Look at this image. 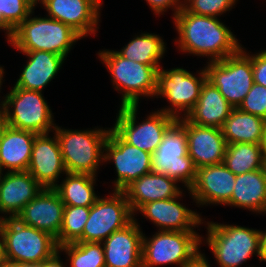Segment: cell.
Here are the masks:
<instances>
[{
    "label": "cell",
    "instance_id": "7",
    "mask_svg": "<svg viewBox=\"0 0 266 267\" xmlns=\"http://www.w3.org/2000/svg\"><path fill=\"white\" fill-rule=\"evenodd\" d=\"M147 234L143 232L142 267H187L201 256V232L156 230Z\"/></svg>",
    "mask_w": 266,
    "mask_h": 267
},
{
    "label": "cell",
    "instance_id": "47",
    "mask_svg": "<svg viewBox=\"0 0 266 267\" xmlns=\"http://www.w3.org/2000/svg\"><path fill=\"white\" fill-rule=\"evenodd\" d=\"M264 150H265V155H266V137H265V143H264Z\"/></svg>",
    "mask_w": 266,
    "mask_h": 267
},
{
    "label": "cell",
    "instance_id": "43",
    "mask_svg": "<svg viewBox=\"0 0 266 267\" xmlns=\"http://www.w3.org/2000/svg\"><path fill=\"white\" fill-rule=\"evenodd\" d=\"M6 125L7 123L5 121V115H4L2 107H0V143L3 137Z\"/></svg>",
    "mask_w": 266,
    "mask_h": 267
},
{
    "label": "cell",
    "instance_id": "48",
    "mask_svg": "<svg viewBox=\"0 0 266 267\" xmlns=\"http://www.w3.org/2000/svg\"><path fill=\"white\" fill-rule=\"evenodd\" d=\"M264 170H265V173H266V160H265V163H264Z\"/></svg>",
    "mask_w": 266,
    "mask_h": 267
},
{
    "label": "cell",
    "instance_id": "39",
    "mask_svg": "<svg viewBox=\"0 0 266 267\" xmlns=\"http://www.w3.org/2000/svg\"><path fill=\"white\" fill-rule=\"evenodd\" d=\"M41 267H68V263L66 258H63V254L58 250L52 257L43 260Z\"/></svg>",
    "mask_w": 266,
    "mask_h": 267
},
{
    "label": "cell",
    "instance_id": "3",
    "mask_svg": "<svg viewBox=\"0 0 266 267\" xmlns=\"http://www.w3.org/2000/svg\"><path fill=\"white\" fill-rule=\"evenodd\" d=\"M96 58L105 67L109 82L119 96L118 106H142L144 101H153L156 92L157 71L162 66H149L133 60H127L115 50L102 48L96 52ZM141 104V105H140Z\"/></svg>",
    "mask_w": 266,
    "mask_h": 267
},
{
    "label": "cell",
    "instance_id": "24",
    "mask_svg": "<svg viewBox=\"0 0 266 267\" xmlns=\"http://www.w3.org/2000/svg\"><path fill=\"white\" fill-rule=\"evenodd\" d=\"M184 190L181 184L167 175L150 172L133 181L123 192L135 214L148 202L171 199L180 195Z\"/></svg>",
    "mask_w": 266,
    "mask_h": 267
},
{
    "label": "cell",
    "instance_id": "36",
    "mask_svg": "<svg viewBox=\"0 0 266 267\" xmlns=\"http://www.w3.org/2000/svg\"><path fill=\"white\" fill-rule=\"evenodd\" d=\"M238 108L243 112L266 120V87L253 83L252 88Z\"/></svg>",
    "mask_w": 266,
    "mask_h": 267
},
{
    "label": "cell",
    "instance_id": "45",
    "mask_svg": "<svg viewBox=\"0 0 266 267\" xmlns=\"http://www.w3.org/2000/svg\"><path fill=\"white\" fill-rule=\"evenodd\" d=\"M0 267H24V264L21 262L11 261L5 259L1 264Z\"/></svg>",
    "mask_w": 266,
    "mask_h": 267
},
{
    "label": "cell",
    "instance_id": "8",
    "mask_svg": "<svg viewBox=\"0 0 266 267\" xmlns=\"http://www.w3.org/2000/svg\"><path fill=\"white\" fill-rule=\"evenodd\" d=\"M140 109V106L117 107L111 128L126 143L153 154L177 119L155 107L140 116Z\"/></svg>",
    "mask_w": 266,
    "mask_h": 267
},
{
    "label": "cell",
    "instance_id": "1",
    "mask_svg": "<svg viewBox=\"0 0 266 267\" xmlns=\"http://www.w3.org/2000/svg\"><path fill=\"white\" fill-rule=\"evenodd\" d=\"M170 22L176 33L171 44L184 57H203L204 63L218 61L236 54L243 45L223 18L197 15L183 7Z\"/></svg>",
    "mask_w": 266,
    "mask_h": 267
},
{
    "label": "cell",
    "instance_id": "21",
    "mask_svg": "<svg viewBox=\"0 0 266 267\" xmlns=\"http://www.w3.org/2000/svg\"><path fill=\"white\" fill-rule=\"evenodd\" d=\"M64 207L59 194L53 188H43L23 207L16 219L57 238L62 225Z\"/></svg>",
    "mask_w": 266,
    "mask_h": 267
},
{
    "label": "cell",
    "instance_id": "38",
    "mask_svg": "<svg viewBox=\"0 0 266 267\" xmlns=\"http://www.w3.org/2000/svg\"><path fill=\"white\" fill-rule=\"evenodd\" d=\"M144 4L149 7L155 18L165 17L166 13L170 14L172 20L183 8V0H144ZM169 10V11H168Z\"/></svg>",
    "mask_w": 266,
    "mask_h": 267
},
{
    "label": "cell",
    "instance_id": "5",
    "mask_svg": "<svg viewBox=\"0 0 266 267\" xmlns=\"http://www.w3.org/2000/svg\"><path fill=\"white\" fill-rule=\"evenodd\" d=\"M57 123L54 132L59 142L67 173L90 174L99 177L104 169V145L110 127H62Z\"/></svg>",
    "mask_w": 266,
    "mask_h": 267
},
{
    "label": "cell",
    "instance_id": "18",
    "mask_svg": "<svg viewBox=\"0 0 266 267\" xmlns=\"http://www.w3.org/2000/svg\"><path fill=\"white\" fill-rule=\"evenodd\" d=\"M27 171L43 188H54L67 173L55 132L35 136Z\"/></svg>",
    "mask_w": 266,
    "mask_h": 267
},
{
    "label": "cell",
    "instance_id": "12",
    "mask_svg": "<svg viewBox=\"0 0 266 267\" xmlns=\"http://www.w3.org/2000/svg\"><path fill=\"white\" fill-rule=\"evenodd\" d=\"M114 164V165H113ZM113 166L115 176L108 184L110 190L123 191L139 177L152 172V154L126 143L112 128L104 145V168ZM105 184V185H103Z\"/></svg>",
    "mask_w": 266,
    "mask_h": 267
},
{
    "label": "cell",
    "instance_id": "6",
    "mask_svg": "<svg viewBox=\"0 0 266 267\" xmlns=\"http://www.w3.org/2000/svg\"><path fill=\"white\" fill-rule=\"evenodd\" d=\"M202 67L194 69L196 72L186 69L184 66L168 68L162 65L157 71L156 92L153 101L162 100L163 107L157 110L174 116L176 119L186 117L197 103L201 89L207 80L206 69L203 61ZM160 98V99H159ZM165 101V102H164Z\"/></svg>",
    "mask_w": 266,
    "mask_h": 267
},
{
    "label": "cell",
    "instance_id": "35",
    "mask_svg": "<svg viewBox=\"0 0 266 267\" xmlns=\"http://www.w3.org/2000/svg\"><path fill=\"white\" fill-rule=\"evenodd\" d=\"M240 0H183V7L191 13L224 18L237 7Z\"/></svg>",
    "mask_w": 266,
    "mask_h": 267
},
{
    "label": "cell",
    "instance_id": "29",
    "mask_svg": "<svg viewBox=\"0 0 266 267\" xmlns=\"http://www.w3.org/2000/svg\"><path fill=\"white\" fill-rule=\"evenodd\" d=\"M221 130L227 144H264L266 120L262 117L243 112L239 108H233Z\"/></svg>",
    "mask_w": 266,
    "mask_h": 267
},
{
    "label": "cell",
    "instance_id": "27",
    "mask_svg": "<svg viewBox=\"0 0 266 267\" xmlns=\"http://www.w3.org/2000/svg\"><path fill=\"white\" fill-rule=\"evenodd\" d=\"M157 33L156 31L139 30L131 35L124 46L114 50L127 60H133L149 66L166 65L164 58L165 56L167 57V51H169L167 49L170 48L167 47L168 44L164 36Z\"/></svg>",
    "mask_w": 266,
    "mask_h": 267
},
{
    "label": "cell",
    "instance_id": "44",
    "mask_svg": "<svg viewBox=\"0 0 266 267\" xmlns=\"http://www.w3.org/2000/svg\"><path fill=\"white\" fill-rule=\"evenodd\" d=\"M6 259L5 256V246H4V238L2 234L1 224H0V264Z\"/></svg>",
    "mask_w": 266,
    "mask_h": 267
},
{
    "label": "cell",
    "instance_id": "32",
    "mask_svg": "<svg viewBox=\"0 0 266 267\" xmlns=\"http://www.w3.org/2000/svg\"><path fill=\"white\" fill-rule=\"evenodd\" d=\"M68 267H105L102 242H73L59 246Z\"/></svg>",
    "mask_w": 266,
    "mask_h": 267
},
{
    "label": "cell",
    "instance_id": "31",
    "mask_svg": "<svg viewBox=\"0 0 266 267\" xmlns=\"http://www.w3.org/2000/svg\"><path fill=\"white\" fill-rule=\"evenodd\" d=\"M264 144H227L223 164L235 175L264 168Z\"/></svg>",
    "mask_w": 266,
    "mask_h": 267
},
{
    "label": "cell",
    "instance_id": "37",
    "mask_svg": "<svg viewBox=\"0 0 266 267\" xmlns=\"http://www.w3.org/2000/svg\"><path fill=\"white\" fill-rule=\"evenodd\" d=\"M241 50L251 59L252 69H253V79L254 83L266 87V48H257L252 52V49L248 50L244 44Z\"/></svg>",
    "mask_w": 266,
    "mask_h": 267
},
{
    "label": "cell",
    "instance_id": "13",
    "mask_svg": "<svg viewBox=\"0 0 266 267\" xmlns=\"http://www.w3.org/2000/svg\"><path fill=\"white\" fill-rule=\"evenodd\" d=\"M107 188V189H106ZM108 190L90 207L89 218L82 236L76 242H103L113 232L126 227L134 214L123 191Z\"/></svg>",
    "mask_w": 266,
    "mask_h": 267
},
{
    "label": "cell",
    "instance_id": "30",
    "mask_svg": "<svg viewBox=\"0 0 266 267\" xmlns=\"http://www.w3.org/2000/svg\"><path fill=\"white\" fill-rule=\"evenodd\" d=\"M99 181L90 174L66 173L53 189L64 205L91 207L101 195L96 191Z\"/></svg>",
    "mask_w": 266,
    "mask_h": 267
},
{
    "label": "cell",
    "instance_id": "19",
    "mask_svg": "<svg viewBox=\"0 0 266 267\" xmlns=\"http://www.w3.org/2000/svg\"><path fill=\"white\" fill-rule=\"evenodd\" d=\"M22 54L24 63L20 69L12 87H19L26 90L44 91L51 85L58 74L64 70L67 60L61 56L47 51H17Z\"/></svg>",
    "mask_w": 266,
    "mask_h": 267
},
{
    "label": "cell",
    "instance_id": "17",
    "mask_svg": "<svg viewBox=\"0 0 266 267\" xmlns=\"http://www.w3.org/2000/svg\"><path fill=\"white\" fill-rule=\"evenodd\" d=\"M235 178L223 163L197 168L196 179L189 190L199 211L216 206L230 208Z\"/></svg>",
    "mask_w": 266,
    "mask_h": 267
},
{
    "label": "cell",
    "instance_id": "9",
    "mask_svg": "<svg viewBox=\"0 0 266 267\" xmlns=\"http://www.w3.org/2000/svg\"><path fill=\"white\" fill-rule=\"evenodd\" d=\"M2 109L7 125L13 128L45 134L54 132L55 112L44 93L10 87L8 84Z\"/></svg>",
    "mask_w": 266,
    "mask_h": 267
},
{
    "label": "cell",
    "instance_id": "20",
    "mask_svg": "<svg viewBox=\"0 0 266 267\" xmlns=\"http://www.w3.org/2000/svg\"><path fill=\"white\" fill-rule=\"evenodd\" d=\"M177 123L186 132L188 156L196 168L223 163L227 143L220 128L199 126L186 117L178 118Z\"/></svg>",
    "mask_w": 266,
    "mask_h": 267
},
{
    "label": "cell",
    "instance_id": "22",
    "mask_svg": "<svg viewBox=\"0 0 266 267\" xmlns=\"http://www.w3.org/2000/svg\"><path fill=\"white\" fill-rule=\"evenodd\" d=\"M143 232L134 219L105 239L102 242L105 267H142Z\"/></svg>",
    "mask_w": 266,
    "mask_h": 267
},
{
    "label": "cell",
    "instance_id": "34",
    "mask_svg": "<svg viewBox=\"0 0 266 267\" xmlns=\"http://www.w3.org/2000/svg\"><path fill=\"white\" fill-rule=\"evenodd\" d=\"M89 214L90 207L65 205L61 229L56 238L58 246L76 242L82 236Z\"/></svg>",
    "mask_w": 266,
    "mask_h": 267
},
{
    "label": "cell",
    "instance_id": "16",
    "mask_svg": "<svg viewBox=\"0 0 266 267\" xmlns=\"http://www.w3.org/2000/svg\"><path fill=\"white\" fill-rule=\"evenodd\" d=\"M104 0H37L45 16L61 21L83 39L99 37Z\"/></svg>",
    "mask_w": 266,
    "mask_h": 267
},
{
    "label": "cell",
    "instance_id": "26",
    "mask_svg": "<svg viewBox=\"0 0 266 267\" xmlns=\"http://www.w3.org/2000/svg\"><path fill=\"white\" fill-rule=\"evenodd\" d=\"M37 134L6 125L0 143V172L27 171Z\"/></svg>",
    "mask_w": 266,
    "mask_h": 267
},
{
    "label": "cell",
    "instance_id": "42",
    "mask_svg": "<svg viewBox=\"0 0 266 267\" xmlns=\"http://www.w3.org/2000/svg\"><path fill=\"white\" fill-rule=\"evenodd\" d=\"M261 233V252L263 255L264 263H266V228L260 230Z\"/></svg>",
    "mask_w": 266,
    "mask_h": 267
},
{
    "label": "cell",
    "instance_id": "28",
    "mask_svg": "<svg viewBox=\"0 0 266 267\" xmlns=\"http://www.w3.org/2000/svg\"><path fill=\"white\" fill-rule=\"evenodd\" d=\"M233 108L219 92L218 88L206 80L197 103L186 118L191 123L199 126L221 129Z\"/></svg>",
    "mask_w": 266,
    "mask_h": 267
},
{
    "label": "cell",
    "instance_id": "33",
    "mask_svg": "<svg viewBox=\"0 0 266 267\" xmlns=\"http://www.w3.org/2000/svg\"><path fill=\"white\" fill-rule=\"evenodd\" d=\"M36 8L33 0H0V30L7 37L23 22Z\"/></svg>",
    "mask_w": 266,
    "mask_h": 267
},
{
    "label": "cell",
    "instance_id": "23",
    "mask_svg": "<svg viewBox=\"0 0 266 267\" xmlns=\"http://www.w3.org/2000/svg\"><path fill=\"white\" fill-rule=\"evenodd\" d=\"M42 189L28 171L0 173V220L16 218Z\"/></svg>",
    "mask_w": 266,
    "mask_h": 267
},
{
    "label": "cell",
    "instance_id": "14",
    "mask_svg": "<svg viewBox=\"0 0 266 267\" xmlns=\"http://www.w3.org/2000/svg\"><path fill=\"white\" fill-rule=\"evenodd\" d=\"M207 80L234 108H238L254 83L251 59L240 49L222 60L203 63Z\"/></svg>",
    "mask_w": 266,
    "mask_h": 267
},
{
    "label": "cell",
    "instance_id": "41",
    "mask_svg": "<svg viewBox=\"0 0 266 267\" xmlns=\"http://www.w3.org/2000/svg\"><path fill=\"white\" fill-rule=\"evenodd\" d=\"M205 252L206 251H201V256L192 265H189L187 267H212L213 264H211V257L209 258V255L207 256V253Z\"/></svg>",
    "mask_w": 266,
    "mask_h": 267
},
{
    "label": "cell",
    "instance_id": "10",
    "mask_svg": "<svg viewBox=\"0 0 266 267\" xmlns=\"http://www.w3.org/2000/svg\"><path fill=\"white\" fill-rule=\"evenodd\" d=\"M186 196H189V200L191 199L188 202L190 204H187ZM191 206L197 207L190 190L185 189L177 197L144 204L134 214V219L141 228L144 226L142 223L147 221L154 225L152 227L155 228L154 230L202 232L204 231L202 228L206 215H202L203 212H199L197 208L193 209ZM139 215L143 220H139L141 219L138 218Z\"/></svg>",
    "mask_w": 266,
    "mask_h": 267
},
{
    "label": "cell",
    "instance_id": "46",
    "mask_svg": "<svg viewBox=\"0 0 266 267\" xmlns=\"http://www.w3.org/2000/svg\"><path fill=\"white\" fill-rule=\"evenodd\" d=\"M24 267H41V263H25Z\"/></svg>",
    "mask_w": 266,
    "mask_h": 267
},
{
    "label": "cell",
    "instance_id": "4",
    "mask_svg": "<svg viewBox=\"0 0 266 267\" xmlns=\"http://www.w3.org/2000/svg\"><path fill=\"white\" fill-rule=\"evenodd\" d=\"M36 9L7 37L8 47L15 51L52 52L68 60L83 38L63 22L42 15Z\"/></svg>",
    "mask_w": 266,
    "mask_h": 267
},
{
    "label": "cell",
    "instance_id": "15",
    "mask_svg": "<svg viewBox=\"0 0 266 267\" xmlns=\"http://www.w3.org/2000/svg\"><path fill=\"white\" fill-rule=\"evenodd\" d=\"M152 172L165 174L188 190L194 184L197 168L188 156L186 132L177 122L152 154Z\"/></svg>",
    "mask_w": 266,
    "mask_h": 267
},
{
    "label": "cell",
    "instance_id": "25",
    "mask_svg": "<svg viewBox=\"0 0 266 267\" xmlns=\"http://www.w3.org/2000/svg\"><path fill=\"white\" fill-rule=\"evenodd\" d=\"M230 208H239L254 214L266 216V173L264 168L236 175Z\"/></svg>",
    "mask_w": 266,
    "mask_h": 267
},
{
    "label": "cell",
    "instance_id": "40",
    "mask_svg": "<svg viewBox=\"0 0 266 267\" xmlns=\"http://www.w3.org/2000/svg\"><path fill=\"white\" fill-rule=\"evenodd\" d=\"M6 67L3 65V64H0V107H2V104L4 102V99H5V93H3L4 91H7V90H4L6 87L8 86H5L3 84H6L5 81H6V74L7 71L5 69ZM4 86V87H3ZM3 95V96H2Z\"/></svg>",
    "mask_w": 266,
    "mask_h": 267
},
{
    "label": "cell",
    "instance_id": "2",
    "mask_svg": "<svg viewBox=\"0 0 266 267\" xmlns=\"http://www.w3.org/2000/svg\"><path fill=\"white\" fill-rule=\"evenodd\" d=\"M208 217L203 222L205 235H201V248L206 247L201 251L208 247L216 266L242 267L246 264V267H256L247 264L252 257H256L259 264H264L260 228L234 222L229 224V221L221 223Z\"/></svg>",
    "mask_w": 266,
    "mask_h": 267
},
{
    "label": "cell",
    "instance_id": "11",
    "mask_svg": "<svg viewBox=\"0 0 266 267\" xmlns=\"http://www.w3.org/2000/svg\"><path fill=\"white\" fill-rule=\"evenodd\" d=\"M0 224L8 260L23 264L41 263L59 250L52 235L23 224L16 218L2 219Z\"/></svg>",
    "mask_w": 266,
    "mask_h": 267
}]
</instances>
